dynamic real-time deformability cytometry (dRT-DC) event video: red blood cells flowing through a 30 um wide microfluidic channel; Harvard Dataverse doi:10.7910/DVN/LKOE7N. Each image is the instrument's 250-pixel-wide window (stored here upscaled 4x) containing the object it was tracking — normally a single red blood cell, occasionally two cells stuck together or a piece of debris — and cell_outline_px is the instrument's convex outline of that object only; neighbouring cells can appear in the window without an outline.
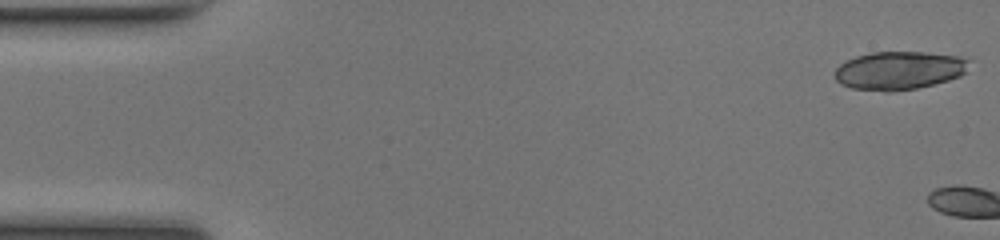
{"species": "common noctule bat (a hibernating species)", "species_latin": "Nyctalus noctula", "temperature_condition": "room temperature", "stored_images_in_passage": 3, "camera_frame_rate_fps": 3000, "um_per_image_px": 0.085, "animal": {"sex": "female", "body_mass_g": 17.0, "forearm_length_mm": 48.0}, "frame": {"image": 1, "passage_image": 1, "time_ms": 0.0, "image_size_px": [1000, 240], "cell_outline_px": [[968, 72], [960, 76], [948, 80], [916, 88], [892, 92], [884, 92], [852, 88], [840, 84], [836, 80], [836, 68], [840, 64], [856, 56], [872, 52], [924, 52], [960, 56], [968, 60]], "centroid_in_image_um": [76.43, 5.99], "position_along_channel_um": 8.6, "area_um2": 30.0}}